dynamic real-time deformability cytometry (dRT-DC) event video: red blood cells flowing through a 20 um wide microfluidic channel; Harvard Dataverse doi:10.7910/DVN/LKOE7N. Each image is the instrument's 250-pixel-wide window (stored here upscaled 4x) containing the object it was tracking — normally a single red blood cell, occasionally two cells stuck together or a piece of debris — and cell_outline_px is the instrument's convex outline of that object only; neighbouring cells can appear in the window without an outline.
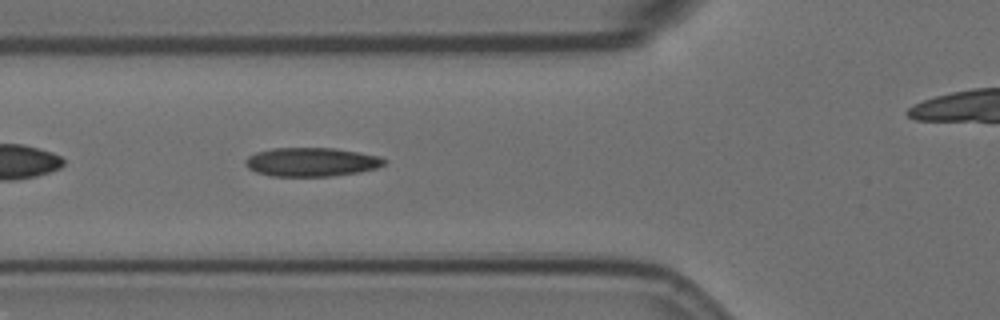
{"species": "Egyptian fruit bat (a non-hibernating species)", "species_latin": "Rousettus aegyptiacus", "temperature_condition": "room temperature", "stored_images_in_passage": 30, "camera_frame_rate_fps": 3000, "um_per_image_px": 0.085, "animal": {"sex": "female"}, "frame": {"image": 1, "passage_image": 6, "time_ms": 1.667, "image_size_px": [1000, 320], "cell_outline_px": [[388, 160], [384, 164], [376, 168], [360, 172], [332, 176], [272, 176], [256, 172], [248, 168], [244, 164], [244, 160], [248, 156], [256, 152], [272, 148], [336, 148], [360, 152], [380, 156]], "centroid_in_image_um": [26.48, 13.76], "position_along_channel_um": 99.3, "area_um2": 23.52}}
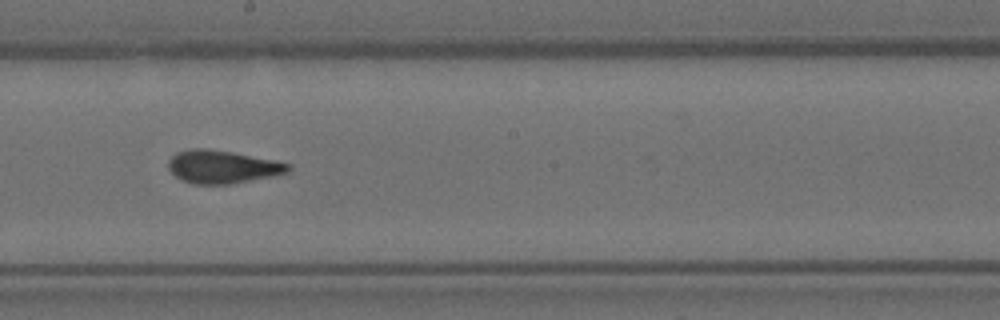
{"frame": {"image": 2, "passage_image": 17, "time_ms": 5.333, "image_size_px": [1000, 320], "cell_outline_px": [[292, 168], [288, 172], [272, 176], [228, 184], [192, 184], [176, 176], [168, 168], [168, 160], [176, 152], [192, 148], [208, 148], [232, 152], [272, 160], [288, 164]], "centroid_in_image_um": [18.86, 14.17], "position_along_channel_um": 229.3, "area_um2": 22.77}}
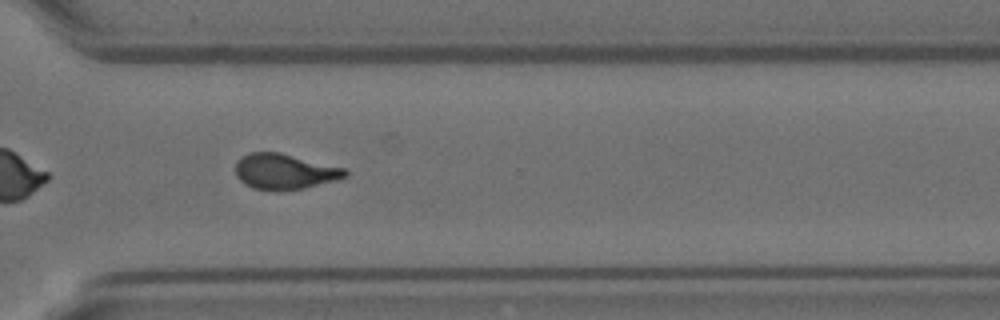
{"frame": {"image": 3, "passage_image": 27, "time_ms": 8.667, "image_size_px": [1000, 320], "cell_outline_px": [[348, 176], [336, 180], [304, 188], [252, 188], [244, 184], [236, 176], [236, 160], [240, 156], [248, 152], [280, 152], [344, 168], [348, 172]], "centroid_in_image_um": [24.17, 14.54], "position_along_channel_um": 346.4, "area_um2": 22.25}, "authors_computed_cell_mechanics": {"area_um2": 23.409, "velocity_mm_per_s": 3.5323, "shape_relaxation_time_tau1_ms": 6.8649, "shape_relaxation_time_tau2_ms": 2.0131, "deformation_change_tau1": 0.195, "deformation_change_tau2": 0.0916}}